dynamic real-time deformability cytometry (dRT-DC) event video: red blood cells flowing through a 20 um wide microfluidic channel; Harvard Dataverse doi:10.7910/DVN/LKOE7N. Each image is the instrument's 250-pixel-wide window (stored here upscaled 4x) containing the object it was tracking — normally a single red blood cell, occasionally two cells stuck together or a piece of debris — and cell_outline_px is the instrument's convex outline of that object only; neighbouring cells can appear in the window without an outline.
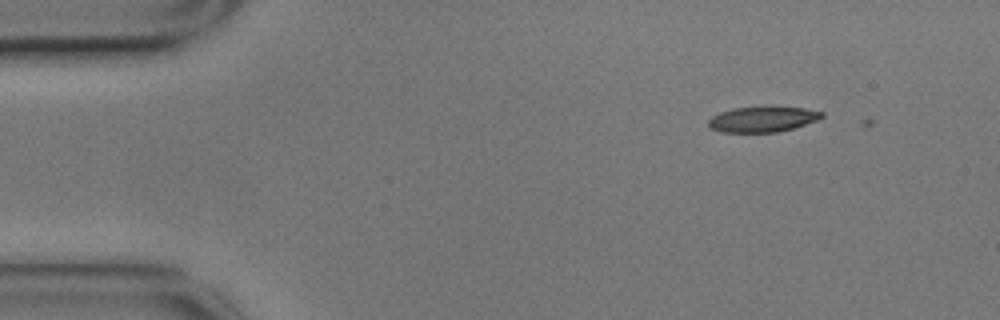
{"species": "common noctule bat (a hibernating species)", "species_latin": "Nyctalus noctula", "temperature_condition": "cold", "stored_images_in_passage": 4, "camera_frame_rate_fps": 3000, "um_per_image_px": 0.085, "animal": {"sex": "male", "body_mass_g": 17.9}, "frame": {"image": 1, "passage_image": 3, "time_ms": 0.667, "image_size_px": [1000, 320], "cell_outline_px": [[824, 116], [816, 120], [796, 128], [776, 132], [720, 132], [708, 128], [708, 120], [712, 116], [720, 112], [732, 108], [764, 104], [772, 104], [804, 108], [824, 112]], "centroid_in_image_um": [64.82, 10.09], "position_along_channel_um": 20.2, "area_um2": 17.74}}